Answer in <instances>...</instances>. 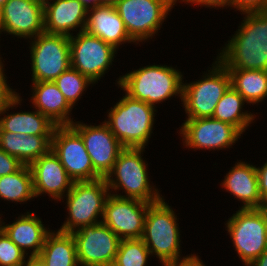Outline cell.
Wrapping results in <instances>:
<instances>
[{
  "instance_id": "obj_9",
  "label": "cell",
  "mask_w": 267,
  "mask_h": 266,
  "mask_svg": "<svg viewBox=\"0 0 267 266\" xmlns=\"http://www.w3.org/2000/svg\"><path fill=\"white\" fill-rule=\"evenodd\" d=\"M176 0H114L130 38L142 41L152 37L175 5Z\"/></svg>"
},
{
  "instance_id": "obj_37",
  "label": "cell",
  "mask_w": 267,
  "mask_h": 266,
  "mask_svg": "<svg viewBox=\"0 0 267 266\" xmlns=\"http://www.w3.org/2000/svg\"><path fill=\"white\" fill-rule=\"evenodd\" d=\"M191 2V3H197L205 6H212V7H221V6H231L232 0H183V2Z\"/></svg>"
},
{
  "instance_id": "obj_24",
  "label": "cell",
  "mask_w": 267,
  "mask_h": 266,
  "mask_svg": "<svg viewBox=\"0 0 267 266\" xmlns=\"http://www.w3.org/2000/svg\"><path fill=\"white\" fill-rule=\"evenodd\" d=\"M27 213V215L18 217L16 222L1 227L10 240L24 253L26 249H33L31 256H38L50 230H46L38 217Z\"/></svg>"
},
{
  "instance_id": "obj_5",
  "label": "cell",
  "mask_w": 267,
  "mask_h": 266,
  "mask_svg": "<svg viewBox=\"0 0 267 266\" xmlns=\"http://www.w3.org/2000/svg\"><path fill=\"white\" fill-rule=\"evenodd\" d=\"M143 148H124L118 155L114 166L105 178L108 188L125 190L126 196L112 194L122 198L136 199L146 203H154L162 197L159 191L150 186L146 164L141 153ZM116 180H113L114 175ZM113 175V176H112Z\"/></svg>"
},
{
  "instance_id": "obj_20",
  "label": "cell",
  "mask_w": 267,
  "mask_h": 266,
  "mask_svg": "<svg viewBox=\"0 0 267 266\" xmlns=\"http://www.w3.org/2000/svg\"><path fill=\"white\" fill-rule=\"evenodd\" d=\"M87 16L85 31L101 38L115 49H118V45L122 44V42H134L128 35L123 20L113 3H106L88 9Z\"/></svg>"
},
{
  "instance_id": "obj_34",
  "label": "cell",
  "mask_w": 267,
  "mask_h": 266,
  "mask_svg": "<svg viewBox=\"0 0 267 266\" xmlns=\"http://www.w3.org/2000/svg\"><path fill=\"white\" fill-rule=\"evenodd\" d=\"M23 164L14 156L4 152L0 148V177L18 171Z\"/></svg>"
},
{
  "instance_id": "obj_31",
  "label": "cell",
  "mask_w": 267,
  "mask_h": 266,
  "mask_svg": "<svg viewBox=\"0 0 267 266\" xmlns=\"http://www.w3.org/2000/svg\"><path fill=\"white\" fill-rule=\"evenodd\" d=\"M54 83L72 107L86 89V86L93 82L87 76L70 67L67 71L60 74L54 80Z\"/></svg>"
},
{
  "instance_id": "obj_22",
  "label": "cell",
  "mask_w": 267,
  "mask_h": 266,
  "mask_svg": "<svg viewBox=\"0 0 267 266\" xmlns=\"http://www.w3.org/2000/svg\"><path fill=\"white\" fill-rule=\"evenodd\" d=\"M52 135H26L0 131V148L16 157L23 165H30L51 150Z\"/></svg>"
},
{
  "instance_id": "obj_28",
  "label": "cell",
  "mask_w": 267,
  "mask_h": 266,
  "mask_svg": "<svg viewBox=\"0 0 267 266\" xmlns=\"http://www.w3.org/2000/svg\"><path fill=\"white\" fill-rule=\"evenodd\" d=\"M244 102V98L230 86L218 101L212 118L229 123L243 133L254 120L252 114L241 112Z\"/></svg>"
},
{
  "instance_id": "obj_18",
  "label": "cell",
  "mask_w": 267,
  "mask_h": 266,
  "mask_svg": "<svg viewBox=\"0 0 267 266\" xmlns=\"http://www.w3.org/2000/svg\"><path fill=\"white\" fill-rule=\"evenodd\" d=\"M29 168L35 197L45 192L60 200L66 189L67 193L71 190L74 181L52 150L32 162Z\"/></svg>"
},
{
  "instance_id": "obj_6",
  "label": "cell",
  "mask_w": 267,
  "mask_h": 266,
  "mask_svg": "<svg viewBox=\"0 0 267 266\" xmlns=\"http://www.w3.org/2000/svg\"><path fill=\"white\" fill-rule=\"evenodd\" d=\"M227 230L245 265L267 250V208H240L228 220Z\"/></svg>"
},
{
  "instance_id": "obj_29",
  "label": "cell",
  "mask_w": 267,
  "mask_h": 266,
  "mask_svg": "<svg viewBox=\"0 0 267 266\" xmlns=\"http://www.w3.org/2000/svg\"><path fill=\"white\" fill-rule=\"evenodd\" d=\"M34 198L32 173L29 165L18 171L0 177V198L8 201L26 202Z\"/></svg>"
},
{
  "instance_id": "obj_32",
  "label": "cell",
  "mask_w": 267,
  "mask_h": 266,
  "mask_svg": "<svg viewBox=\"0 0 267 266\" xmlns=\"http://www.w3.org/2000/svg\"><path fill=\"white\" fill-rule=\"evenodd\" d=\"M25 254L28 253L13 243L3 230L0 231V266H22Z\"/></svg>"
},
{
  "instance_id": "obj_44",
  "label": "cell",
  "mask_w": 267,
  "mask_h": 266,
  "mask_svg": "<svg viewBox=\"0 0 267 266\" xmlns=\"http://www.w3.org/2000/svg\"><path fill=\"white\" fill-rule=\"evenodd\" d=\"M0 219H1V218H0ZM0 221H1V220H0ZM0 223H2V222H0ZM1 226H2V224H0V231L2 230V227H1Z\"/></svg>"
},
{
  "instance_id": "obj_4",
  "label": "cell",
  "mask_w": 267,
  "mask_h": 266,
  "mask_svg": "<svg viewBox=\"0 0 267 266\" xmlns=\"http://www.w3.org/2000/svg\"><path fill=\"white\" fill-rule=\"evenodd\" d=\"M174 211L163 198L150 203L147 209L142 240L156 254L164 266H173L180 261V232Z\"/></svg>"
},
{
  "instance_id": "obj_3",
  "label": "cell",
  "mask_w": 267,
  "mask_h": 266,
  "mask_svg": "<svg viewBox=\"0 0 267 266\" xmlns=\"http://www.w3.org/2000/svg\"><path fill=\"white\" fill-rule=\"evenodd\" d=\"M117 83L130 97L152 106L176 94L182 100V75L172 67L146 66L120 77Z\"/></svg>"
},
{
  "instance_id": "obj_41",
  "label": "cell",
  "mask_w": 267,
  "mask_h": 266,
  "mask_svg": "<svg viewBox=\"0 0 267 266\" xmlns=\"http://www.w3.org/2000/svg\"><path fill=\"white\" fill-rule=\"evenodd\" d=\"M87 9L95 8L100 5H104L107 2L105 0H79ZM92 3V4H91ZM91 4V6H90Z\"/></svg>"
},
{
  "instance_id": "obj_35",
  "label": "cell",
  "mask_w": 267,
  "mask_h": 266,
  "mask_svg": "<svg viewBox=\"0 0 267 266\" xmlns=\"http://www.w3.org/2000/svg\"><path fill=\"white\" fill-rule=\"evenodd\" d=\"M231 6L243 13L267 11V0H232Z\"/></svg>"
},
{
  "instance_id": "obj_12",
  "label": "cell",
  "mask_w": 267,
  "mask_h": 266,
  "mask_svg": "<svg viewBox=\"0 0 267 266\" xmlns=\"http://www.w3.org/2000/svg\"><path fill=\"white\" fill-rule=\"evenodd\" d=\"M72 235L79 265H113L121 239L103 222L82 226Z\"/></svg>"
},
{
  "instance_id": "obj_36",
  "label": "cell",
  "mask_w": 267,
  "mask_h": 266,
  "mask_svg": "<svg viewBox=\"0 0 267 266\" xmlns=\"http://www.w3.org/2000/svg\"><path fill=\"white\" fill-rule=\"evenodd\" d=\"M258 177V186L261 200L264 206H267V162L261 168H256Z\"/></svg>"
},
{
  "instance_id": "obj_16",
  "label": "cell",
  "mask_w": 267,
  "mask_h": 266,
  "mask_svg": "<svg viewBox=\"0 0 267 266\" xmlns=\"http://www.w3.org/2000/svg\"><path fill=\"white\" fill-rule=\"evenodd\" d=\"M1 30L21 38L36 37L44 32V2L8 0L0 10V32Z\"/></svg>"
},
{
  "instance_id": "obj_17",
  "label": "cell",
  "mask_w": 267,
  "mask_h": 266,
  "mask_svg": "<svg viewBox=\"0 0 267 266\" xmlns=\"http://www.w3.org/2000/svg\"><path fill=\"white\" fill-rule=\"evenodd\" d=\"M180 131L185 145L195 149L228 148L242 134L235 126L212 117L187 119Z\"/></svg>"
},
{
  "instance_id": "obj_39",
  "label": "cell",
  "mask_w": 267,
  "mask_h": 266,
  "mask_svg": "<svg viewBox=\"0 0 267 266\" xmlns=\"http://www.w3.org/2000/svg\"><path fill=\"white\" fill-rule=\"evenodd\" d=\"M22 266H46V265L39 256L29 255L28 260L24 261V264Z\"/></svg>"
},
{
  "instance_id": "obj_23",
  "label": "cell",
  "mask_w": 267,
  "mask_h": 266,
  "mask_svg": "<svg viewBox=\"0 0 267 266\" xmlns=\"http://www.w3.org/2000/svg\"><path fill=\"white\" fill-rule=\"evenodd\" d=\"M33 85L32 103L35 108L57 126L71 125L73 121L68 115L72 107L54 81L33 82Z\"/></svg>"
},
{
  "instance_id": "obj_30",
  "label": "cell",
  "mask_w": 267,
  "mask_h": 266,
  "mask_svg": "<svg viewBox=\"0 0 267 266\" xmlns=\"http://www.w3.org/2000/svg\"><path fill=\"white\" fill-rule=\"evenodd\" d=\"M149 255L142 239H122L112 266H145Z\"/></svg>"
},
{
  "instance_id": "obj_40",
  "label": "cell",
  "mask_w": 267,
  "mask_h": 266,
  "mask_svg": "<svg viewBox=\"0 0 267 266\" xmlns=\"http://www.w3.org/2000/svg\"><path fill=\"white\" fill-rule=\"evenodd\" d=\"M248 266H267V250H265L258 258L252 261Z\"/></svg>"
},
{
  "instance_id": "obj_26",
  "label": "cell",
  "mask_w": 267,
  "mask_h": 266,
  "mask_svg": "<svg viewBox=\"0 0 267 266\" xmlns=\"http://www.w3.org/2000/svg\"><path fill=\"white\" fill-rule=\"evenodd\" d=\"M57 125L47 116L36 112L7 114L0 118V131L23 133L26 135H53Z\"/></svg>"
},
{
  "instance_id": "obj_33",
  "label": "cell",
  "mask_w": 267,
  "mask_h": 266,
  "mask_svg": "<svg viewBox=\"0 0 267 266\" xmlns=\"http://www.w3.org/2000/svg\"><path fill=\"white\" fill-rule=\"evenodd\" d=\"M1 61L2 60H0V114H3L6 110L8 111L10 107L13 108V106L19 104L21 99L18 94H16L15 91H12L7 85Z\"/></svg>"
},
{
  "instance_id": "obj_43",
  "label": "cell",
  "mask_w": 267,
  "mask_h": 266,
  "mask_svg": "<svg viewBox=\"0 0 267 266\" xmlns=\"http://www.w3.org/2000/svg\"><path fill=\"white\" fill-rule=\"evenodd\" d=\"M107 3H112L114 0H105Z\"/></svg>"
},
{
  "instance_id": "obj_10",
  "label": "cell",
  "mask_w": 267,
  "mask_h": 266,
  "mask_svg": "<svg viewBox=\"0 0 267 266\" xmlns=\"http://www.w3.org/2000/svg\"><path fill=\"white\" fill-rule=\"evenodd\" d=\"M31 46L33 82L54 81L71 67L69 36L42 32Z\"/></svg>"
},
{
  "instance_id": "obj_7",
  "label": "cell",
  "mask_w": 267,
  "mask_h": 266,
  "mask_svg": "<svg viewBox=\"0 0 267 266\" xmlns=\"http://www.w3.org/2000/svg\"><path fill=\"white\" fill-rule=\"evenodd\" d=\"M105 178L94 181L73 182L67 196L69 218L59 231L72 233L82 226L93 225L98 221V214H104V204L110 193Z\"/></svg>"
},
{
  "instance_id": "obj_19",
  "label": "cell",
  "mask_w": 267,
  "mask_h": 266,
  "mask_svg": "<svg viewBox=\"0 0 267 266\" xmlns=\"http://www.w3.org/2000/svg\"><path fill=\"white\" fill-rule=\"evenodd\" d=\"M88 9L79 0L44 2L45 32L71 36L70 30L81 27L85 31Z\"/></svg>"
},
{
  "instance_id": "obj_8",
  "label": "cell",
  "mask_w": 267,
  "mask_h": 266,
  "mask_svg": "<svg viewBox=\"0 0 267 266\" xmlns=\"http://www.w3.org/2000/svg\"><path fill=\"white\" fill-rule=\"evenodd\" d=\"M201 81L183 83L182 102L187 119L212 117L218 101L231 86L229 71L217 60Z\"/></svg>"
},
{
  "instance_id": "obj_2",
  "label": "cell",
  "mask_w": 267,
  "mask_h": 266,
  "mask_svg": "<svg viewBox=\"0 0 267 266\" xmlns=\"http://www.w3.org/2000/svg\"><path fill=\"white\" fill-rule=\"evenodd\" d=\"M155 107L125 94L110 109L109 121L104 123L124 148L145 147L152 133Z\"/></svg>"
},
{
  "instance_id": "obj_42",
  "label": "cell",
  "mask_w": 267,
  "mask_h": 266,
  "mask_svg": "<svg viewBox=\"0 0 267 266\" xmlns=\"http://www.w3.org/2000/svg\"><path fill=\"white\" fill-rule=\"evenodd\" d=\"M8 0H0V8L7 2Z\"/></svg>"
},
{
  "instance_id": "obj_14",
  "label": "cell",
  "mask_w": 267,
  "mask_h": 266,
  "mask_svg": "<svg viewBox=\"0 0 267 266\" xmlns=\"http://www.w3.org/2000/svg\"><path fill=\"white\" fill-rule=\"evenodd\" d=\"M149 204L110 193L104 204L102 222L121 240L141 239Z\"/></svg>"
},
{
  "instance_id": "obj_27",
  "label": "cell",
  "mask_w": 267,
  "mask_h": 266,
  "mask_svg": "<svg viewBox=\"0 0 267 266\" xmlns=\"http://www.w3.org/2000/svg\"><path fill=\"white\" fill-rule=\"evenodd\" d=\"M231 86L247 103H258L267 96V71L227 69Z\"/></svg>"
},
{
  "instance_id": "obj_25",
  "label": "cell",
  "mask_w": 267,
  "mask_h": 266,
  "mask_svg": "<svg viewBox=\"0 0 267 266\" xmlns=\"http://www.w3.org/2000/svg\"><path fill=\"white\" fill-rule=\"evenodd\" d=\"M46 266H78L76 243L72 233L49 232L38 255Z\"/></svg>"
},
{
  "instance_id": "obj_38",
  "label": "cell",
  "mask_w": 267,
  "mask_h": 266,
  "mask_svg": "<svg viewBox=\"0 0 267 266\" xmlns=\"http://www.w3.org/2000/svg\"><path fill=\"white\" fill-rule=\"evenodd\" d=\"M182 262L175 264L173 266H205L203 262L200 261V259L195 256H186L185 258L181 260Z\"/></svg>"
},
{
  "instance_id": "obj_11",
  "label": "cell",
  "mask_w": 267,
  "mask_h": 266,
  "mask_svg": "<svg viewBox=\"0 0 267 266\" xmlns=\"http://www.w3.org/2000/svg\"><path fill=\"white\" fill-rule=\"evenodd\" d=\"M51 150L74 182L94 181L101 178L94 171L80 134L71 125L55 127Z\"/></svg>"
},
{
  "instance_id": "obj_13",
  "label": "cell",
  "mask_w": 267,
  "mask_h": 266,
  "mask_svg": "<svg viewBox=\"0 0 267 266\" xmlns=\"http://www.w3.org/2000/svg\"><path fill=\"white\" fill-rule=\"evenodd\" d=\"M71 68L87 76L93 83L103 76L115 56L116 49L101 38L82 31L69 37Z\"/></svg>"
},
{
  "instance_id": "obj_15",
  "label": "cell",
  "mask_w": 267,
  "mask_h": 266,
  "mask_svg": "<svg viewBox=\"0 0 267 266\" xmlns=\"http://www.w3.org/2000/svg\"><path fill=\"white\" fill-rule=\"evenodd\" d=\"M71 126L80 134L94 171L101 178H106L119 153L124 149L120 141L105 123L99 126H87L73 122Z\"/></svg>"
},
{
  "instance_id": "obj_1",
  "label": "cell",
  "mask_w": 267,
  "mask_h": 266,
  "mask_svg": "<svg viewBox=\"0 0 267 266\" xmlns=\"http://www.w3.org/2000/svg\"><path fill=\"white\" fill-rule=\"evenodd\" d=\"M218 61L226 69L267 71V11L247 12Z\"/></svg>"
},
{
  "instance_id": "obj_21",
  "label": "cell",
  "mask_w": 267,
  "mask_h": 266,
  "mask_svg": "<svg viewBox=\"0 0 267 266\" xmlns=\"http://www.w3.org/2000/svg\"><path fill=\"white\" fill-rule=\"evenodd\" d=\"M256 168L238 162L224 178L222 186L243 202L241 208H265L259 192Z\"/></svg>"
}]
</instances>
